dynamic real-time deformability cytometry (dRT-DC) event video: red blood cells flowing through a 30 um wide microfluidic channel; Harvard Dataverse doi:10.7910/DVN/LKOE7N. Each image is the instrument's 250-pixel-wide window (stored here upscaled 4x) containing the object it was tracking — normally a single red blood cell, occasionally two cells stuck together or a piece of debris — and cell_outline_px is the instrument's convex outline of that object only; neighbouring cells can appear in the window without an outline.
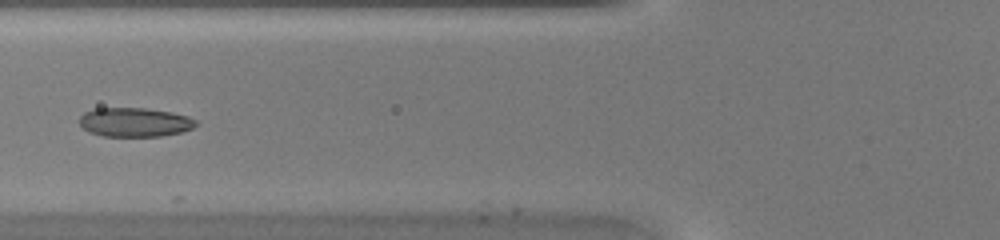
{"species": "common noctule bat (a hibernating species)", "species_latin": "Nyctalus noctula", "temperature_condition": "warm", "stored_images_in_passage": 5, "camera_frame_rate_fps": 3000, "um_per_image_px": 0.085, "animal": {"sex": "female", "body_mass_g": 20.0, "forearm_length_mm": 54.0}, "frame": {"image": 1, "passage_image": 4, "time_ms": 1.0, "image_size_px": [1000, 240], "cell_outline_px": [[196, 124], [192, 128], [180, 132], [160, 136], [104, 136], [88, 132], [80, 124], [80, 116], [84, 112], [96, 108], [144, 108], [172, 112], [188, 116], [196, 120]], "centroid_in_image_um": [11.43, 10.38], "position_along_channel_um": 114.4, "area_um2": 19.65}}